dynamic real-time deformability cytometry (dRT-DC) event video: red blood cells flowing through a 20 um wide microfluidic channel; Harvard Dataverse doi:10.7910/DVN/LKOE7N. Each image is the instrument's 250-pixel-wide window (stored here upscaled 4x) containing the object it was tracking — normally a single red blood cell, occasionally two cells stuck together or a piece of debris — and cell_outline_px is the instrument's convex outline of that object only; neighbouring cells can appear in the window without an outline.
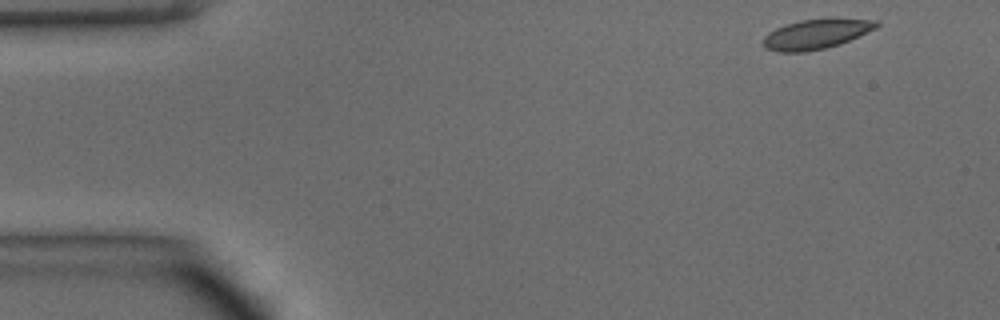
{"species": "common noctule bat (a hibernating species)", "species_latin": "Nyctalus noctula", "temperature_condition": "warm", "stored_images_in_passage": 45, "camera_frame_rate_fps": 3000, "um_per_image_px": 0.085, "animal": {"sex": "male", "body_mass_g": 15.6}, "frame": {"image": 1, "passage_image": 1, "time_ms": 0.0, "image_size_px": [1000, 320], "cell_outline_px": [[880, 24], [876, 28], [840, 44], [824, 48], [804, 52], [776, 52], [764, 48], [764, 36], [768, 32], [784, 24], [800, 20], [832, 16], [880, 20]], "centroid_in_image_um": [69.41, 2.85], "position_along_channel_um": 15.6, "area_um2": 20.35}}
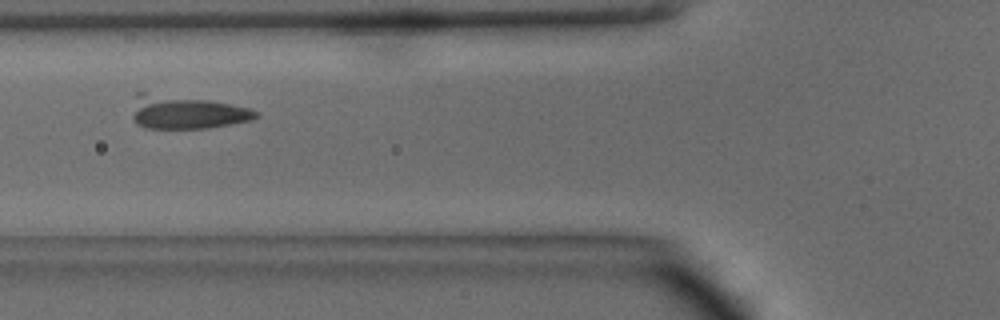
{"frame": {"image": 2, "passage_image": 15, "time_ms": 4.667, "image_size_px": [1000, 320], "cell_outline_px": [[260, 116], [252, 120], [208, 128], [144, 128], [136, 124], [132, 116], [136, 92], [144, 92], [208, 100], [248, 108], [260, 112]], "centroid_in_image_um": [15.82, 9.54], "position_along_channel_um": 110.0, "area_um2": 23.87}}
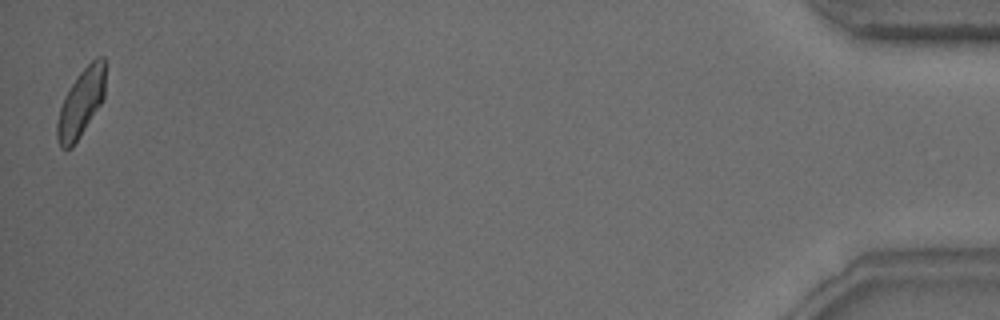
{"frame": {"image": 3, "passage_image": 45, "time_ms": 14.667, "image_size_px": [1000, 320], "cell_outline_px": [[104, 100], [72, 148], [60, 148], [56, 136], [56, 124], [60, 108], [64, 96], [80, 72], [96, 56], [104, 56]], "centroid_in_image_um": [6.88, 8.77], "position_along_channel_um": 428.3, "area_um2": 18.96}}